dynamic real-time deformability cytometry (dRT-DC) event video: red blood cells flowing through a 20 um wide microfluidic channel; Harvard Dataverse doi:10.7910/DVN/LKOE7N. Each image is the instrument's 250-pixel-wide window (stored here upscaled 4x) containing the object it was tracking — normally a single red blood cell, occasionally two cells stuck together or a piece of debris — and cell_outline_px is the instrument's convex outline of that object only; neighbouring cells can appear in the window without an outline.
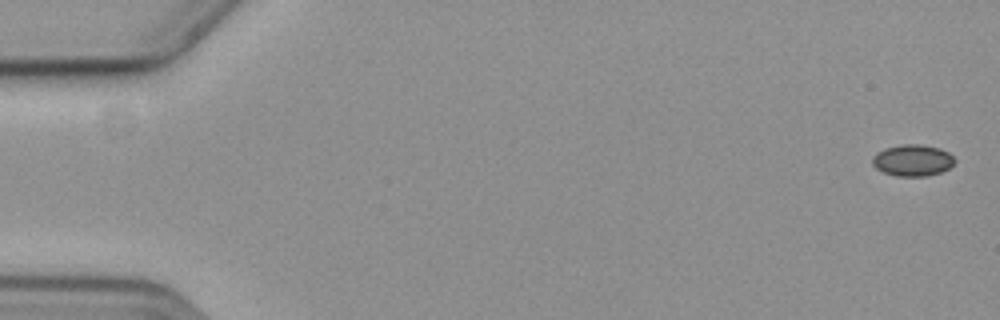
{"species": "common noctule bat (a hibernating species)", "species_latin": "Nyctalus noctula", "temperature_condition": "cold", "stored_images_in_passage": 15, "camera_frame_rate_fps": 3000, "um_per_image_px": 0.085, "animal": {"sex": "female", "body_mass_g": 19.3, "forearm_length_mm": 54.1}, "frame": {"image": 1, "passage_image": 1, "time_ms": 0.0, "image_size_px": [1000, 320], "cell_outline_px": [[956, 160], [948, 168], [940, 172], [924, 176], [896, 176], [884, 172], [876, 168], [872, 164], [872, 156], [876, 152], [884, 148], [900, 144], [920, 144], [940, 148], [948, 152]], "centroid_in_image_um": [77.54, 13.61], "position_along_channel_um": 7.5, "area_um2": 15.14}}